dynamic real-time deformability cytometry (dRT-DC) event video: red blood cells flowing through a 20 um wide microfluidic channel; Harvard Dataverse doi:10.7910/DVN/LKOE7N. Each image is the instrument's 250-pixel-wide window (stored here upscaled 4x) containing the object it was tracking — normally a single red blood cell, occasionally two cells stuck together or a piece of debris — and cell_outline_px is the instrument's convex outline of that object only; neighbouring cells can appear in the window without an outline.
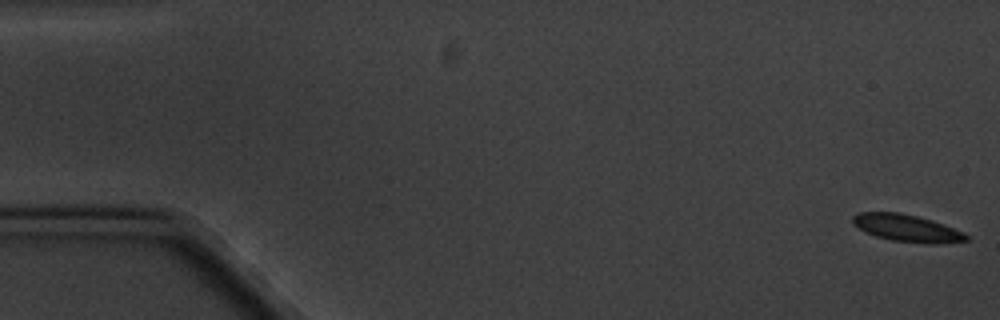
{"species": "common noctule bat (a hibernating species)", "species_latin": "Nyctalus noctula", "temperature_condition": "cold", "stored_images_in_passage": 10, "camera_frame_rate_fps": 3000, "um_per_image_px": 0.085, "animal": {"sex": "male", "body_mass_g": 20.1, "forearm_length_mm": 53.5}, "frame": {"image": 1, "passage_image": 1, "time_ms": 0.0, "image_size_px": [1000, 320], "cell_outline_px": [[968, 240], [940, 244], [932, 244], [892, 240], [876, 236], [864, 232], [852, 224], [852, 216], [860, 212], [900, 212], [932, 220], [964, 232], [968, 236]], "centroid_in_image_um": [77.06, 19.39], "position_along_channel_um": 7.9, "area_um2": 17.98}}
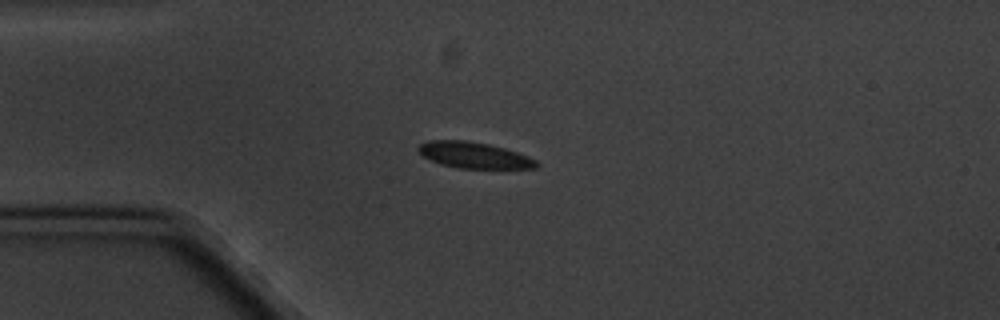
{"frame": {"image": 2, "passage_image": 5, "time_ms": 4.667, "image_size_px": [1000, 320], "cell_outline_px": [[540, 164], [536, 168], [460, 168], [440, 164], [424, 156], [416, 148], [420, 144], [428, 140], [464, 140], [488, 144], [504, 148], [528, 156], [536, 160]], "centroid_in_image_um": [40.3, 13.18], "position_along_channel_um": 44.7, "area_um2": 17.8}}